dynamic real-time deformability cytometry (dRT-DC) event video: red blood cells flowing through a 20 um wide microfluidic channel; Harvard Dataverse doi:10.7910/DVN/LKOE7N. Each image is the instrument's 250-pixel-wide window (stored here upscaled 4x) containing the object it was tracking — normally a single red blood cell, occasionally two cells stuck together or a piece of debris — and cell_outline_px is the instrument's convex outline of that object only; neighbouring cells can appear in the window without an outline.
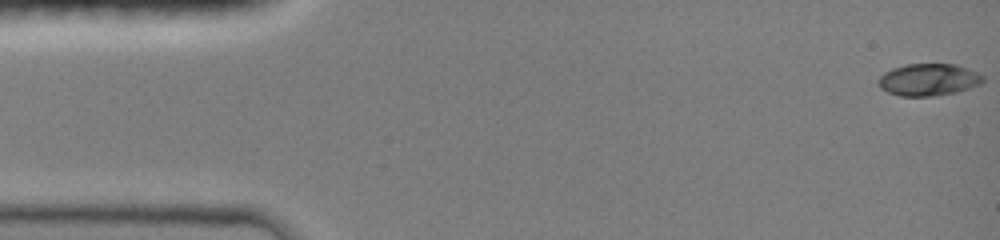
{"species": "common noctule bat (a hibernating species)", "species_latin": "Nyctalus noctula", "temperature_condition": "room temperature", "stored_images_in_passage": 48, "camera_frame_rate_fps": 3000, "um_per_image_px": 0.085, "animal": {"sex": "female", "body_mass_g": 19.0, "forearm_length_mm": 51.5}, "frame": {"image": 1, "passage_image": 1, "time_ms": 0.0, "image_size_px": [1000, 240], "cell_outline_px": [[984, 80], [980, 84], [956, 92], [928, 96], [900, 96], [888, 92], [880, 88], [876, 80], [884, 72], [892, 68], [908, 64], [956, 64], [968, 68], [984, 76]], "centroid_in_image_um": [78.9, 6.76], "position_along_channel_um": 6.1, "area_um2": 19.54}}
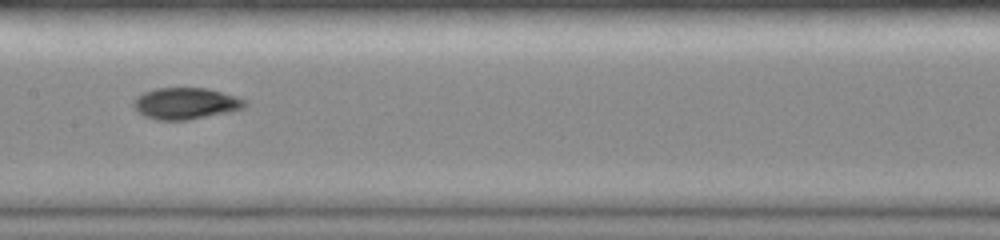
{"frame": {"image": 2, "passage_image": 24, "time_ms": 7.667, "image_size_px": [1000, 240], "cell_outline_px": [[248, 104], [244, 108], [228, 112], [188, 120], [156, 120], [144, 116], [136, 112], [132, 104], [136, 96], [144, 92], [156, 88], [208, 88], [236, 96], [248, 100]], "centroid_in_image_um": [15.77, 8.79], "position_along_channel_um": 191.6, "area_um2": 20.69}}
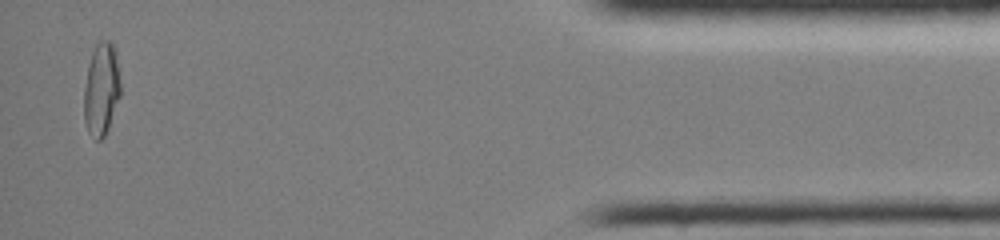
{"frame": {"image": 3, "passage_image": 46, "time_ms": 15.0, "image_size_px": [1000, 240], "cell_outline_px": [[120, 96], [108, 128], [104, 136], [100, 140], [96, 140], [88, 132], [84, 120], [84, 88], [88, 64], [92, 52], [96, 44], [100, 40], [108, 40], [116, 48], [120, 84]], "centroid_in_image_um": [8.61, 7.56], "position_along_channel_um": 426.6, "area_um2": 19.83}, "authors_computed_cell_mechanics": {"area_um2": 19.5364, "velocity_mm_per_s": 4.0578, "shape_relaxation_time_tau1_ms": null, "shape_relaxation_time_tau2_ms": 1.4112, "deformation_change_tau1": null, "deformation_change_tau2": 0.035}}